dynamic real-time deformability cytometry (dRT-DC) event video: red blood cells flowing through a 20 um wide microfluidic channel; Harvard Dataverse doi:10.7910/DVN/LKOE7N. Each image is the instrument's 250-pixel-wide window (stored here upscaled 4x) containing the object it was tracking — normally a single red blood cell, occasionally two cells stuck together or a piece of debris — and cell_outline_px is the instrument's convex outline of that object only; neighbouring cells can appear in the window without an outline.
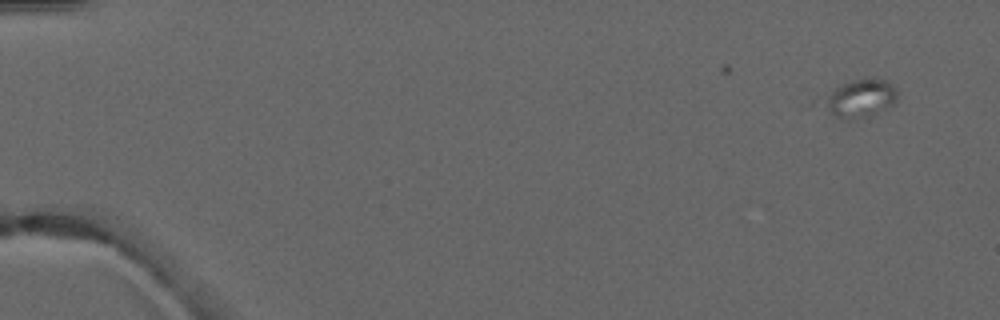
{"species": "common noctule bat (a hibernating species)", "species_latin": "Nyctalus noctula", "temperature_condition": "warm", "stored_images_in_passage": 2, "camera_frame_rate_fps": 3000, "um_per_image_px": 0.085, "animal": {"sex": "male", "forearm_length_mm": 52.5}, "frame": {"image": 1, "passage_image": 2, "time_ms": 1.333, "image_size_px": [1000, 320], "cell_outline_px": [[896, 100], [892, 104], [872, 116], [848, 120], [844, 120], [836, 116], [820, 104], [820, 100], [840, 84], [872, 76], [888, 80], [896, 88]], "centroid_in_image_um": [73.1, 8.34], "position_along_channel_um": 11.9, "area_um2": 16.65}}